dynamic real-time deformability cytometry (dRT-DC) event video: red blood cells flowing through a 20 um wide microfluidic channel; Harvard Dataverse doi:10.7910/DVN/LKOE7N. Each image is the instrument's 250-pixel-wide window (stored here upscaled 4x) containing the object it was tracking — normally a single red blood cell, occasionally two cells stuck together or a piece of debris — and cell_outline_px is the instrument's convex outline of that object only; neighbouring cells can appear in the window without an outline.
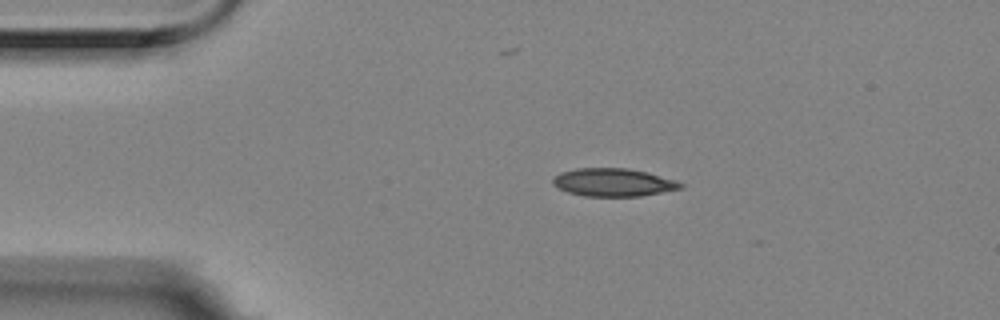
{"species": "Egyptian fruit bat (a non-hibernating species)", "species_latin": "Rousettus aegyptiacus", "temperature_condition": "room temperature", "stored_images_in_passage": 6, "camera_frame_rate_fps": 3000, "um_per_image_px": 0.085, "animal": {"sex": "female"}, "frame": {"image": 1, "passage_image": 1, "time_ms": 0.0, "image_size_px": [1000, 320], "cell_outline_px": [[684, 188], [640, 196], [584, 196], [568, 192], [552, 184], [552, 176], [560, 172], [576, 168], [628, 168], [648, 172], [676, 180], [684, 184]], "centroid_in_image_um": [52.13, 15.49], "position_along_channel_um": 32.9, "area_um2": 20.98}}
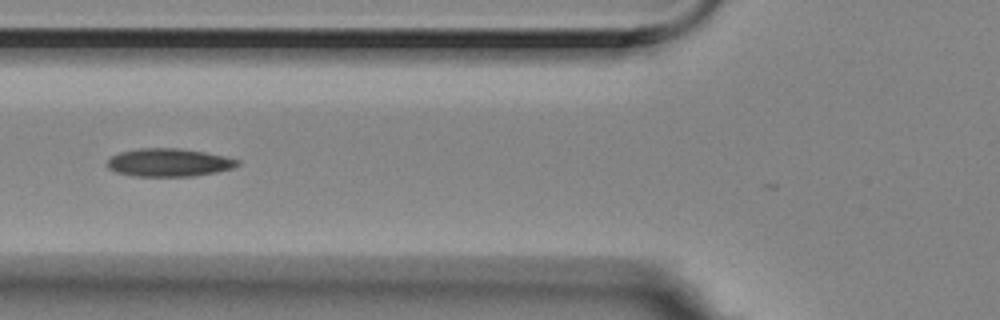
{"frame": {"image": 2, "passage_image": 4, "time_ms": 1.0, "image_size_px": [1000, 320], "cell_outline_px": [[240, 164], [232, 168], [216, 172], [192, 176], [132, 176], [116, 172], [108, 168], [108, 160], [112, 156], [120, 152], [140, 148], [176, 148], [204, 152], [224, 156], [240, 160]], "centroid_in_image_um": [14.35, 13.81], "position_along_channel_um": 111.4, "area_um2": 21.15}}
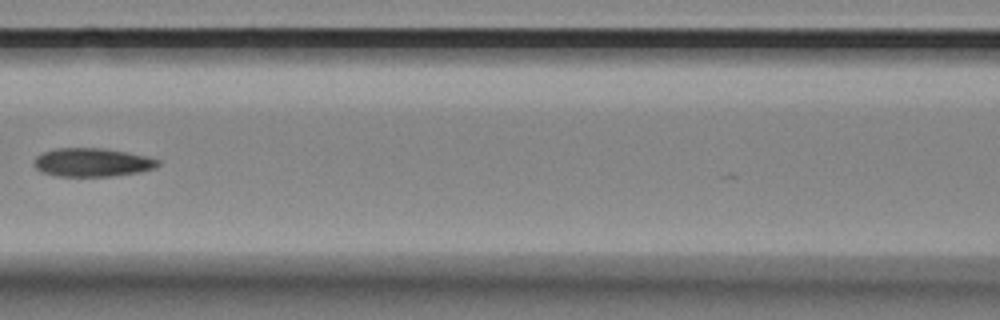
{"frame": {"image": 3, "passage_image": 5, "time_ms": 1.333, "image_size_px": [1000, 320], "cell_outline_px": [[160, 164], [156, 168], [140, 172], [112, 176], [56, 176], [40, 172], [32, 164], [36, 156], [44, 152], [56, 148], [100, 148], [128, 152], [148, 156], [160, 160]], "centroid_in_image_um": [7.85, 13.8], "position_along_channel_um": 158.8, "area_um2": 20.81}}